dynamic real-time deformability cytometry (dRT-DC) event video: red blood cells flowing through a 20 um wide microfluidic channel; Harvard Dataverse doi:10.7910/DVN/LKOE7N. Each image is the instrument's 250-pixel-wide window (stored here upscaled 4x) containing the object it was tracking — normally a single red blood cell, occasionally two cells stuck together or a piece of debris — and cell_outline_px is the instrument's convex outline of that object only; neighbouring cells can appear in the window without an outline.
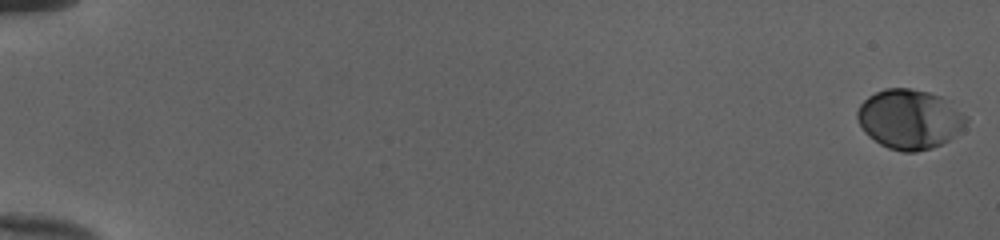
{"species": "human", "species_latin": "Homo sapiens", "temperature_condition": "cold", "stored_images_in_passage": 53, "camera_frame_rate_fps": 3000, "um_per_image_px": 0.085, "donor": {"sex": "female"}, "frame": {"image": 1, "passage_image": 1, "time_ms": 0.0, "image_size_px": [1000, 240], "cell_outline_px": [[968, 120], [964, 128], [948, 140], [932, 148], [916, 152], [904, 152], [888, 148], [880, 144], [868, 136], [864, 132], [856, 116], [856, 112], [860, 104], [868, 96], [884, 88], [912, 88], [928, 92], [952, 100], [968, 116]], "centroid_in_image_um": [77.34, 10.11], "position_along_channel_um": 7.7, "area_um2": 38.32}}
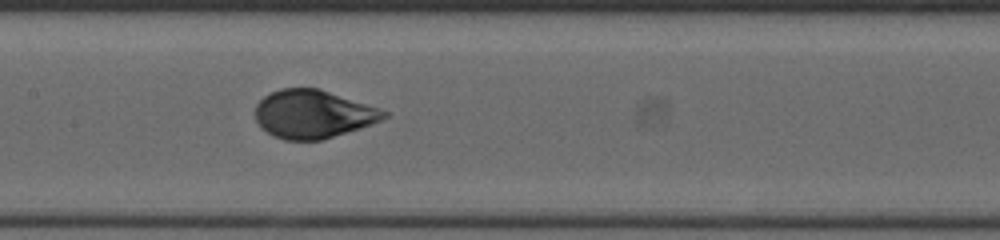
{"frame": {"image": 2, "passage_image": 29, "time_ms": 9.333, "image_size_px": [1000, 240], "cell_outline_px": [[388, 116], [372, 124], [360, 128], [320, 140], [284, 140], [260, 128], [256, 120], [256, 104], [264, 96], [280, 88], [320, 88], [380, 108], [388, 112]], "centroid_in_image_um": [26.61, 9.69], "position_along_channel_um": 180.8, "area_um2": 36.07}}
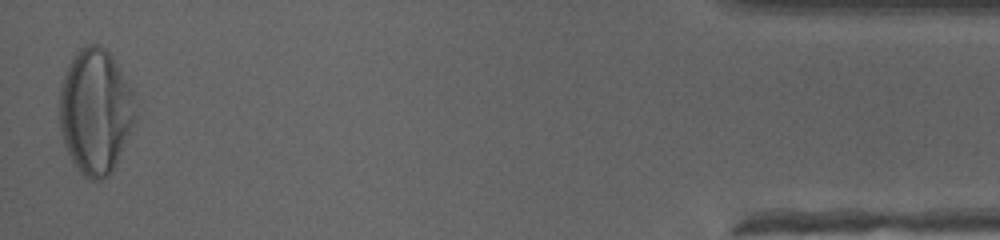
{"frame": {"image": 3, "passage_image": 53, "time_ms": 17.333, "image_size_px": [1000, 240], "cell_outline_px": [[136, 116], [116, 164], [112, 172], [104, 180], [92, 180], [84, 176], [80, 172], [72, 160], [64, 144], [60, 128], [60, 84], [68, 64], [76, 52], [80, 48], [88, 44], [96, 44], [104, 48], [112, 56], [132, 88]], "centroid_in_image_um": [8.1, 9.46], "position_along_channel_um": 427.1, "area_um2": 55.2}, "authors_computed_cell_mechanics": {"area_um2": 37.4544, "velocity_mm_per_s": 3.9893, "shape_relaxation_time_tau1_ms": 3.5014, "shape_relaxation_time_tau2_ms": null, "deformation_change_tau1": 0.1704, "deformation_change_tau2": null}}